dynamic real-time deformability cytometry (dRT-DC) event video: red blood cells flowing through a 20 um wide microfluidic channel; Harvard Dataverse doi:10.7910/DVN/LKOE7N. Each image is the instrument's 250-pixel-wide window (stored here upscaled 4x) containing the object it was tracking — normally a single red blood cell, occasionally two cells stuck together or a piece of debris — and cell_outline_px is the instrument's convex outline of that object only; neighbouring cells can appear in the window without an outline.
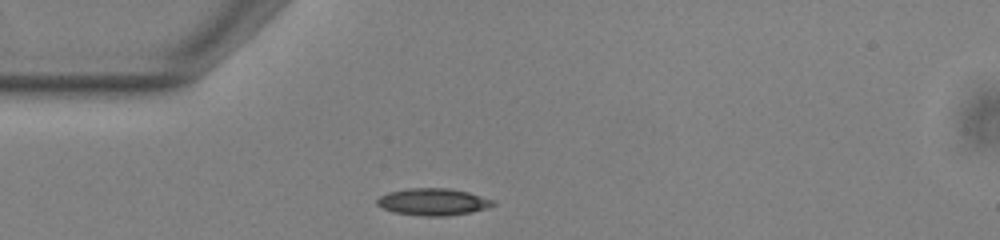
{"species": "common noctule bat (a hibernating species)", "species_latin": "Nyctalus noctula", "temperature_condition": "warm", "stored_images_in_passage": 34, "camera_frame_rate_fps": 3000, "um_per_image_px": 0.085, "animal": {"sex": "male", "body_mass_g": 13.0, "forearm_length_mm": 53.1}, "frame": {"image": 1, "passage_image": 1, "time_ms": 0.0, "image_size_px": [1000, 240], "cell_outline_px": [[496, 204], [488, 208], [468, 212], [444, 216], [420, 216], [396, 212], [384, 208], [376, 204], [376, 200], [380, 196], [388, 192], [408, 188], [448, 188], [468, 192], [496, 200]], "centroid_in_image_um": [36.83, 17.15], "position_along_channel_um": 48.2, "area_um2": 18.21}}
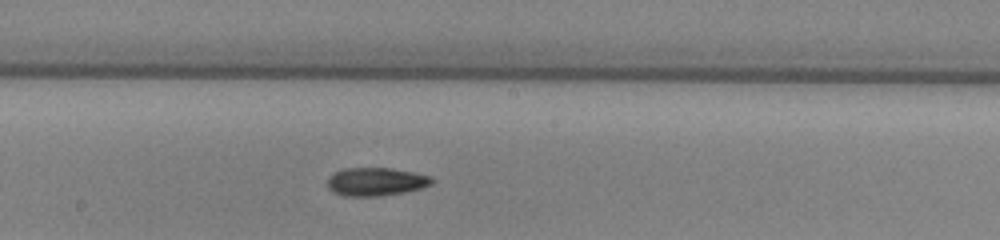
{"frame": {"image": 2, "passage_image": 15, "time_ms": 4.667, "image_size_px": [1000, 240], "cell_outline_px": [[436, 180], [432, 184], [420, 188], [404, 192], [380, 196], [344, 196], [332, 192], [328, 188], [328, 176], [332, 172], [344, 168], [392, 168], [416, 172], [432, 176]], "centroid_in_image_um": [31.96, 15.43], "position_along_channel_um": 216.2, "area_um2": 17.51}}
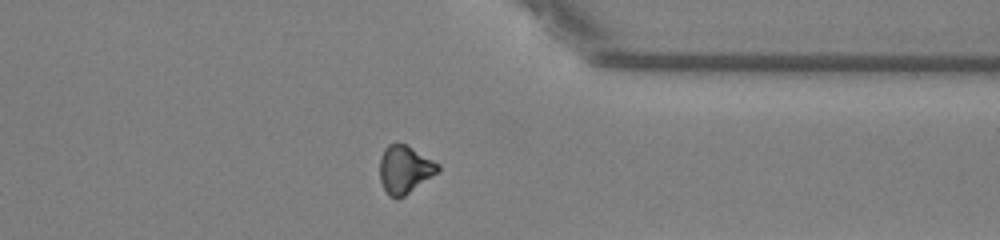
{"frame": {"image": 3, "passage_image": 28, "time_ms": 9.0, "image_size_px": [1000, 240], "cell_outline_px": [[440, 168], [436, 172], [404, 196], [396, 200], [388, 196], [380, 180], [380, 156], [384, 148], [388, 144], [404, 144], [440, 164]], "centroid_in_image_um": [34.35, 14.42], "position_along_channel_um": 377.0, "area_um2": 15.9}}